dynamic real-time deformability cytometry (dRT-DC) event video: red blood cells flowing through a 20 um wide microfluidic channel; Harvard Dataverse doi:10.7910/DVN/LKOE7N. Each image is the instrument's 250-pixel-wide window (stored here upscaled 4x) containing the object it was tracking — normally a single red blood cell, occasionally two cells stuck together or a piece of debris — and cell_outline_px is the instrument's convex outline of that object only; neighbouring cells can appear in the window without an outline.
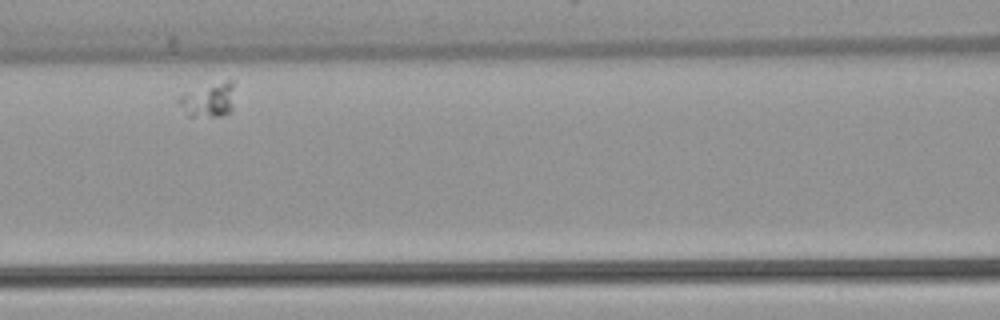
{"species": "common noctule bat (a hibernating species)", "species_latin": "Nyctalus noctula", "temperature_condition": "warm", "stored_images_in_passage": 32, "camera_frame_rate_fps": 3000, "um_per_image_px": 0.085, "animal": {"sex": "female", "body_mass_g": 22.7, "forearm_length_mm": 54.2}, "frame": {"image": 1, "passage_image": 9, "time_ms": 2.667, "image_size_px": [1000, 320], "cell_outline_px": [[232, 112], [220, 116], [188, 116], [176, 100], [180, 96], [228, 80], [232, 80]], "centroid_in_image_um": [17.73, 8.56], "position_along_channel_um": 148.9, "area_um2": 10.4}}
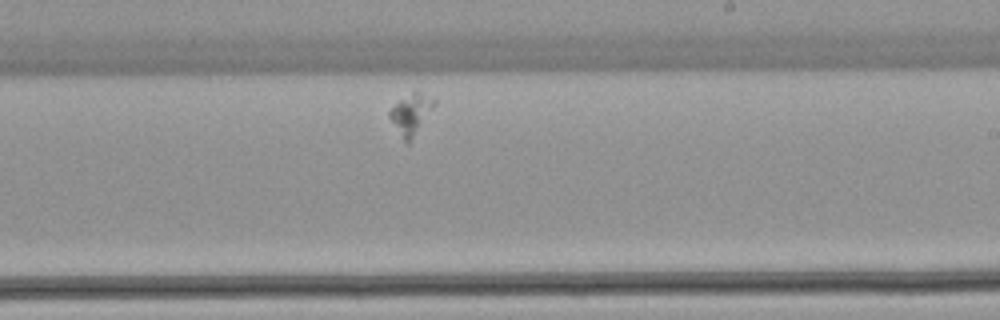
{"frame": {"image": 2, "passage_image": 19, "time_ms": 6.0, "image_size_px": [1000, 320], "cell_outline_px": [[436, 104], [408, 144], [404, 144], [388, 116], [388, 112], [400, 100], [416, 88], [436, 100]], "centroid_in_image_um": [34.94, 9.68], "position_along_channel_um": 254.1, "area_um2": 10.64}}
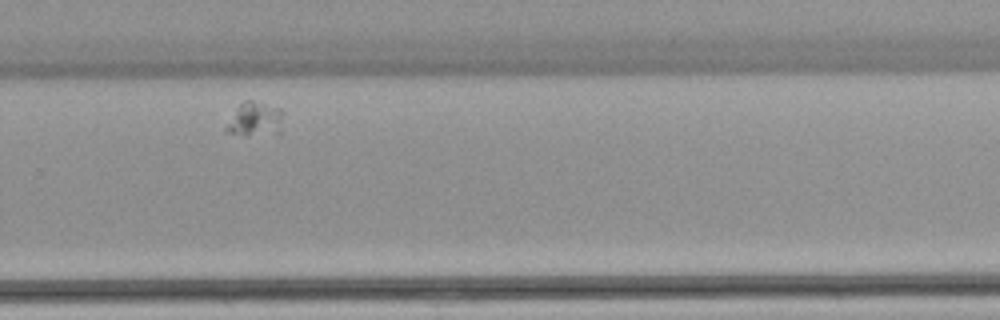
{"frame": {"image": 3, "passage_image": 24, "time_ms": 7.667, "image_size_px": [1000, 320], "cell_outline_px": [[284, 112], [280, 132], [244, 136], [224, 132], [224, 128], [240, 104], [244, 100], [252, 100], [280, 108]], "centroid_in_image_um": [21.68, 10.14], "position_along_channel_um": 308.1, "area_um2": 11.39}}